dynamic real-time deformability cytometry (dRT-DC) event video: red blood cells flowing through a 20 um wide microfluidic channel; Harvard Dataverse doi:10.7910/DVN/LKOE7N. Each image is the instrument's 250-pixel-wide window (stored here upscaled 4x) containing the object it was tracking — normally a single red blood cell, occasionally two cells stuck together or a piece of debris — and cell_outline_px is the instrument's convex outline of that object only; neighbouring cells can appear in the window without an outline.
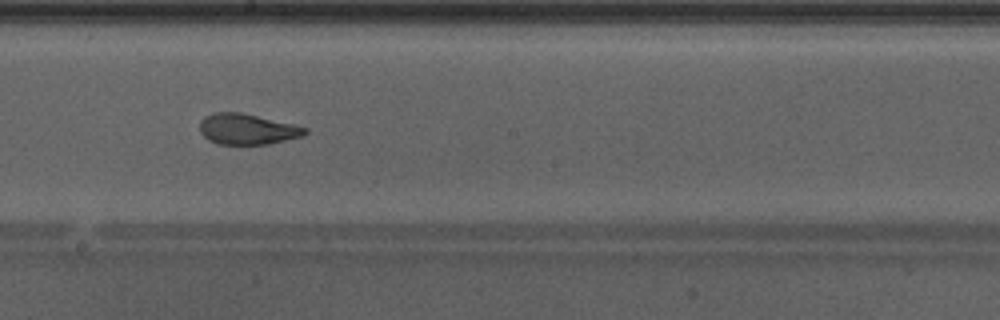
{"species": "Egyptian fruit bat (a non-hibernating species)", "species_latin": "Rousettus aegyptiacus", "temperature_condition": "warm", "stored_images_in_passage": 50, "camera_frame_rate_fps": 3000, "um_per_image_px": 0.085, "animal": {"sex": "male"}, "frame": {"image": 1, "passage_image": 28, "time_ms": 9.0, "image_size_px": [1000, 320], "cell_outline_px": [[308, 132], [304, 136], [268, 144], [216, 144], [208, 140], [200, 132], [200, 120], [204, 116], [212, 112], [240, 112], [292, 124], [308, 128]], "centroid_in_image_um": [20.99, 10.98], "position_along_channel_um": 227.2, "area_um2": 18.9}, "authors_computed_cell_mechanics": {"area_um2": 20.8369, "velocity_mm_per_s": 4.2893, "shape_relaxation_time_tau1_ms": null, "shape_relaxation_time_tau2_ms": 1.138, "deformation_change_tau1": null, "deformation_change_tau2": 0.073}}